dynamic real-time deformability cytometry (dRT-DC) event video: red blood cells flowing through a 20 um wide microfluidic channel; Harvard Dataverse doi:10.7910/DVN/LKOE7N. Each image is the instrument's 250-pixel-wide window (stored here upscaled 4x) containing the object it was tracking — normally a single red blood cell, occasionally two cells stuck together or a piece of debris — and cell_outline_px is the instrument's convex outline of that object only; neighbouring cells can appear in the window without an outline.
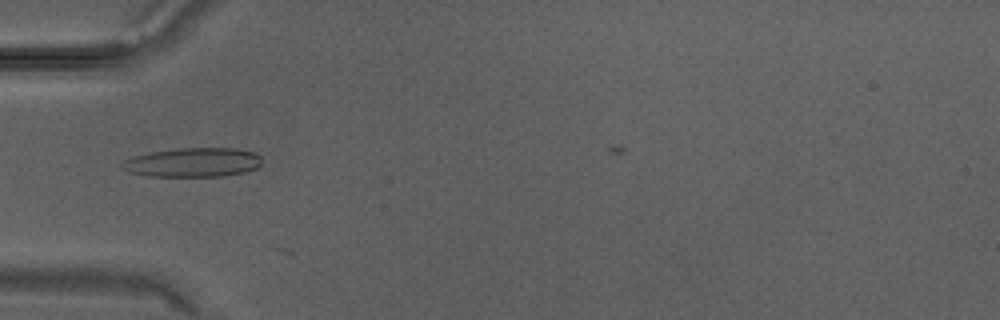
{"species": "Egyptian fruit bat (a non-hibernating species)", "species_latin": "Rousettus aegyptiacus", "temperature_condition": "warm", "stored_images_in_passage": 3, "camera_frame_rate_fps": 3000, "um_per_image_px": 0.085, "animal": {"sex": "male"}, "frame": {"image": 1, "passage_image": 1, "time_ms": 0.0, "image_size_px": [1000, 320], "cell_outline_px": [[260, 164], [256, 168], [244, 172], [224, 176], [148, 176], [128, 172], [120, 164], [124, 160], [132, 156], [152, 152], [180, 148], [236, 148], [256, 152], [260, 156]], "centroid_in_image_um": [16.4, 13.8], "position_along_channel_um": 68.6, "area_um2": 23.76}}